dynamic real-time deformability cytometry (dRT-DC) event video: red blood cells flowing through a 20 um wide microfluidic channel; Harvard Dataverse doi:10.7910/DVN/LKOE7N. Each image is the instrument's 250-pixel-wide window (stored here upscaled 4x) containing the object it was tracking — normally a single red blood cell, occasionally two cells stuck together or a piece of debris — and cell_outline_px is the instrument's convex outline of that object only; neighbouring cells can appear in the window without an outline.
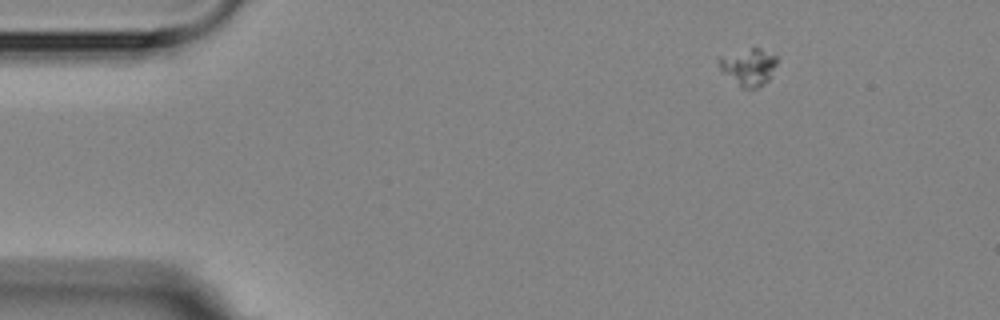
{"species": "Egyptian fruit bat (a non-hibernating species)", "species_latin": "Rousettus aegyptiacus", "temperature_condition": "room temperature", "stored_images_in_passage": 6, "camera_frame_rate_fps": 3000, "um_per_image_px": 0.085, "animal": {"sex": "female"}, "frame": {"image": 1, "passage_image": 6, "time_ms": 6.333, "image_size_px": [1000, 320], "cell_outline_px": [[776, 64], [772, 76], [764, 84], [756, 88], [740, 88], [720, 72], [716, 60], [716, 56], [752, 48], [760, 48], [776, 56]], "centroid_in_image_um": [63.55, 5.71], "position_along_channel_um": 21.5, "area_um2": 12.95}}